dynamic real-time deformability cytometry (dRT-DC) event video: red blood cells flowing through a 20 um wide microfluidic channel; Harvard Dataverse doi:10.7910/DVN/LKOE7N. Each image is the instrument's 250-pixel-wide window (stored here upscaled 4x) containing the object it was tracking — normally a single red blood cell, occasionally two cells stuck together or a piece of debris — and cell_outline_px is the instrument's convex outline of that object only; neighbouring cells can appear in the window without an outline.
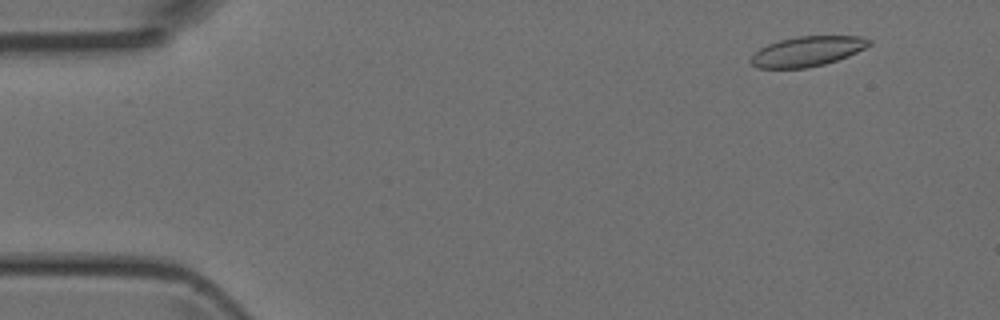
{"species": "Egyptian fruit bat (a non-hibernating species)", "species_latin": "Rousettus aegyptiacus", "temperature_condition": "room temperature", "stored_images_in_passage": 48, "camera_frame_rate_fps": 3000, "um_per_image_px": 0.085, "animal": {"sex": "female"}, "frame": {"image": 1, "passage_image": 5, "time_ms": 1.333, "image_size_px": [1000, 320], "cell_outline_px": [[872, 44], [848, 56], [824, 64], [804, 68], [756, 68], [748, 60], [760, 48], [768, 44], [780, 40], [796, 36], [860, 36], [872, 40]], "centroid_in_image_um": [68.61, 4.36], "position_along_channel_um": 16.4, "area_um2": 20.58}}
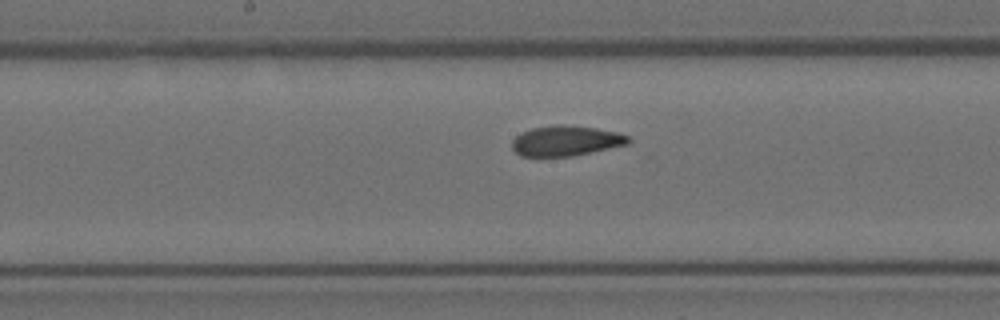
{"frame": {"image": 2, "passage_image": 25, "time_ms": 8.0, "image_size_px": [1000, 320], "cell_outline_px": [[632, 140], [628, 144], [572, 156], [520, 156], [512, 148], [512, 140], [520, 132], [532, 128], [556, 124], [564, 124], [596, 128], [616, 132], [628, 136]], "centroid_in_image_um": [48.08, 11.96], "position_along_channel_um": 200.1, "area_um2": 20.52}}
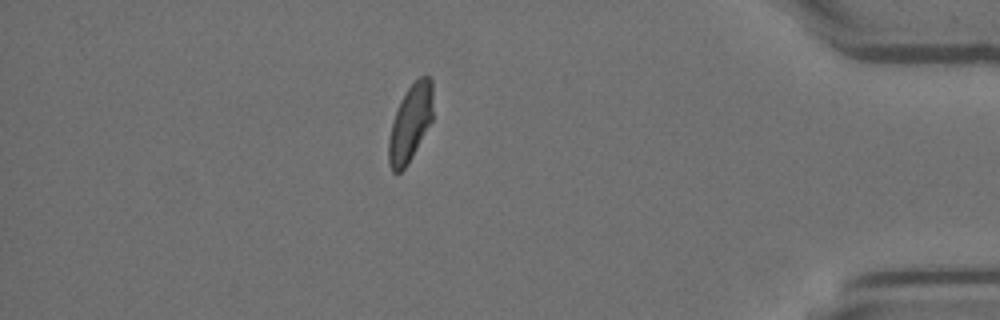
{"frame": {"image": 3, "passage_image": 42, "time_ms": 13.667, "image_size_px": [1000, 320], "cell_outline_px": [[432, 120], [408, 164], [400, 172], [392, 172], [388, 164], [388, 140], [392, 120], [400, 100], [408, 88], [420, 76], [428, 76], [432, 80]], "centroid_in_image_um": [34.85, 10.47], "position_along_channel_um": 400.3, "area_um2": 19.83}}